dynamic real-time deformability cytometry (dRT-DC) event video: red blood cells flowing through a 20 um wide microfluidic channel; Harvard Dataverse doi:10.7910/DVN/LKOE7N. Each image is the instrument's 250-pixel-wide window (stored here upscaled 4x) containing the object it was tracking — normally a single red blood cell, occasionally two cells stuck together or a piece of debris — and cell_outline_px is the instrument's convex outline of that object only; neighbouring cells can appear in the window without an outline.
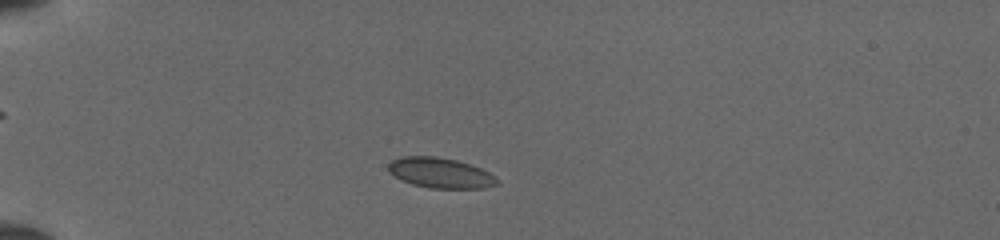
{"species": "common noctule bat (a hibernating species)", "species_latin": "Nyctalus noctula", "temperature_condition": "cold", "stored_images_in_passage": 37, "camera_frame_rate_fps": 3000, "um_per_image_px": 0.085, "animal": {"sex": "female", "body_mass_g": 19.5, "forearm_length_mm": 54.1}, "frame": {"image": 1, "passage_image": 2, "time_ms": 0.333, "image_size_px": [1000, 240], "cell_outline_px": [[500, 184], [484, 188], [428, 188], [412, 184], [388, 172], [388, 164], [392, 160], [400, 156], [436, 156], [456, 160], [480, 168], [496, 176], [500, 180]], "centroid_in_image_um": [37.45, 14.7], "position_along_channel_um": 47.5, "area_um2": 19.25}}
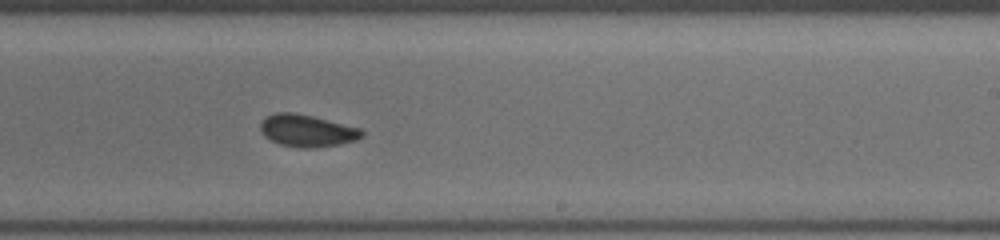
{"frame": {"image": 2, "passage_image": 20, "time_ms": 6.333, "image_size_px": [1000, 240], "cell_outline_px": [[364, 136], [356, 140], [340, 144], [316, 148], [300, 148], [280, 144], [264, 136], [260, 132], [260, 124], [264, 116], [276, 112], [292, 112], [312, 116], [360, 128], [364, 132]], "centroid_in_image_um": [26.08, 11.11], "position_along_channel_um": 262.9, "area_um2": 19.13}}
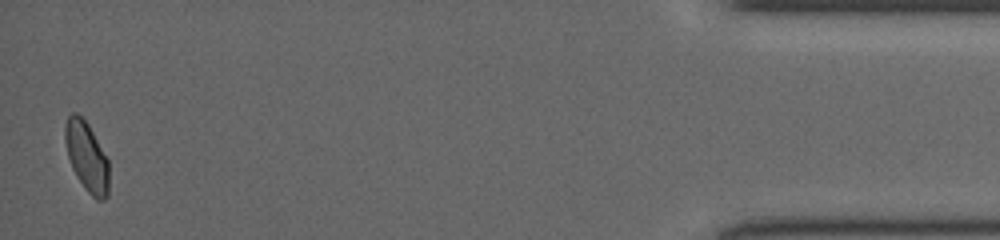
{"frame": {"image": 3, "passage_image": 37, "time_ms": 12.0, "image_size_px": [1000, 240], "cell_outline_px": [[108, 196], [104, 200], [96, 200], [88, 192], [76, 176], [72, 168], [68, 156], [64, 140], [64, 124], [68, 116], [72, 112], [76, 112], [88, 124], [108, 160]], "centroid_in_image_um": [7.35, 13.31], "position_along_channel_um": 427.8, "area_um2": 17.74}}